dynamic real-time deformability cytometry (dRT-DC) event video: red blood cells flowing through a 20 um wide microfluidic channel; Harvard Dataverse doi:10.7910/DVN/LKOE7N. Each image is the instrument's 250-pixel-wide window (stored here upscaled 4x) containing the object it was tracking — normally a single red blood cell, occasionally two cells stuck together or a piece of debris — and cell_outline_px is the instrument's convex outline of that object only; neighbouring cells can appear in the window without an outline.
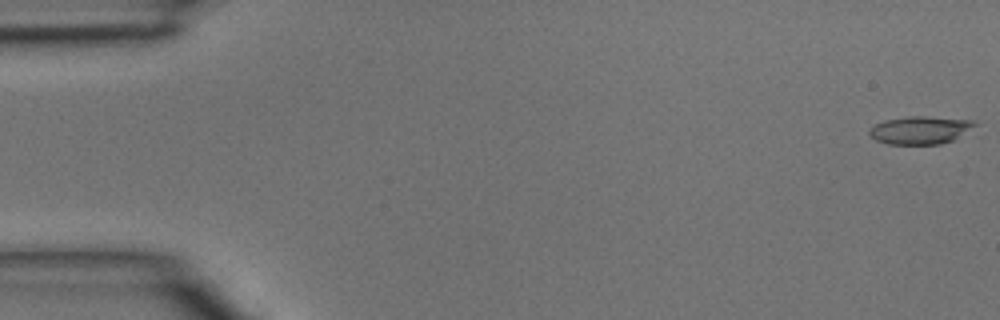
{"species": "common noctule bat (a hibernating species)", "species_latin": "Nyctalus noctula", "temperature_condition": "room temperature", "stored_images_in_passage": 5, "camera_frame_rate_fps": 3000, "um_per_image_px": 0.085, "animal": {"sex": "male", "body_mass_g": 15.6}, "frame": {"image": 1, "passage_image": 1, "time_ms": 0.0, "image_size_px": [1000, 320], "cell_outline_px": [[980, 124], [952, 140], [940, 144], [888, 144], [876, 140], [868, 132], [876, 124], [884, 120], [908, 116], [928, 116], [976, 120]], "centroid_in_image_um": [78.28, 11.04], "position_along_channel_um": 6.7, "area_um2": 17.17}}
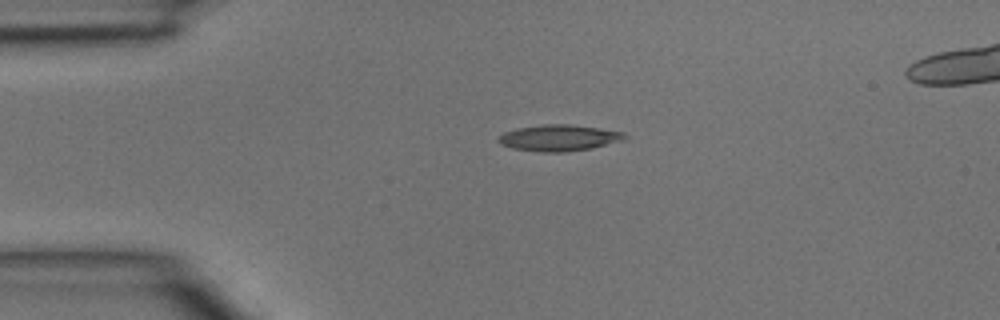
{"frame": {"image": 2, "passage_image": 3, "time_ms": 0.667, "image_size_px": [1000, 320], "cell_outline_px": [[628, 136], [624, 140], [592, 148], [564, 152], [540, 152], [512, 148], [500, 144], [496, 140], [504, 132], [516, 128], [544, 124], [568, 124], [600, 128], [624, 132]], "centroid_in_image_um": [47.51, 11.72], "position_along_channel_um": 37.5, "area_um2": 19.42}}
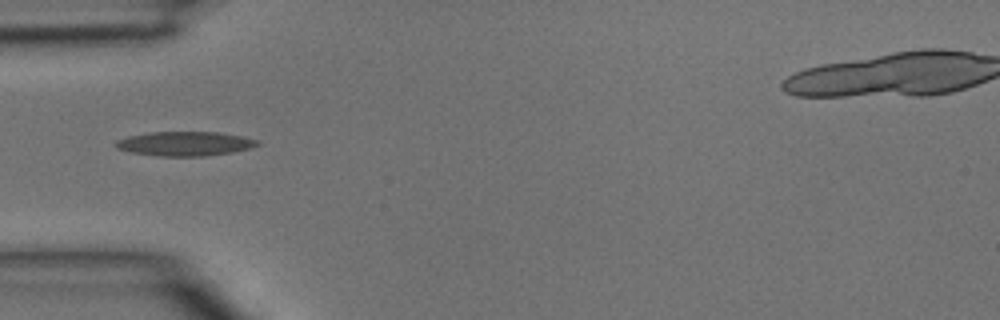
{"frame": {"image": 3, "passage_image": 4, "time_ms": 1.0, "image_size_px": [1000, 320], "cell_outline_px": [[260, 144], [248, 148], [232, 152], [204, 156], [160, 156], [132, 152], [116, 148], [116, 140], [128, 136], [148, 132], [220, 132], [244, 136], [260, 140]], "centroid_in_image_um": [15.74, 12.2], "position_along_channel_um": 69.3, "area_um2": 20.06}}